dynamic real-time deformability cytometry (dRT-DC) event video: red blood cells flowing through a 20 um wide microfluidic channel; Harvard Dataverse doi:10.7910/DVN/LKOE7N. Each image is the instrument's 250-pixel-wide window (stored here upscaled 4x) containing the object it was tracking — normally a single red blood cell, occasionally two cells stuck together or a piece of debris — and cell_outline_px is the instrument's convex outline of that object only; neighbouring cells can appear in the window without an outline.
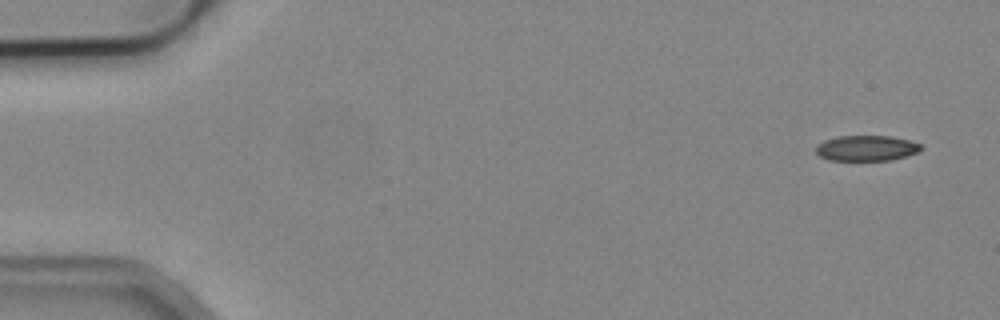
{"species": "common noctule bat (a hibernating species)", "species_latin": "Nyctalus noctula", "temperature_condition": "cold", "stored_images_in_passage": 6, "camera_frame_rate_fps": 3000, "um_per_image_px": 0.085, "animal": {"sex": "male", "body_mass_g": 19.2, "forearm_length_mm": 51.8}, "frame": {"image": 1, "passage_image": 1, "time_ms": 0.0, "image_size_px": [1000, 320], "cell_outline_px": [[924, 148], [920, 152], [908, 156], [892, 160], [828, 160], [820, 156], [816, 152], [816, 144], [824, 140], [836, 136], [892, 136], [908, 140], [920, 144]], "centroid_in_image_um": [73.67, 12.59], "position_along_channel_um": 11.3, "area_um2": 15.84}}
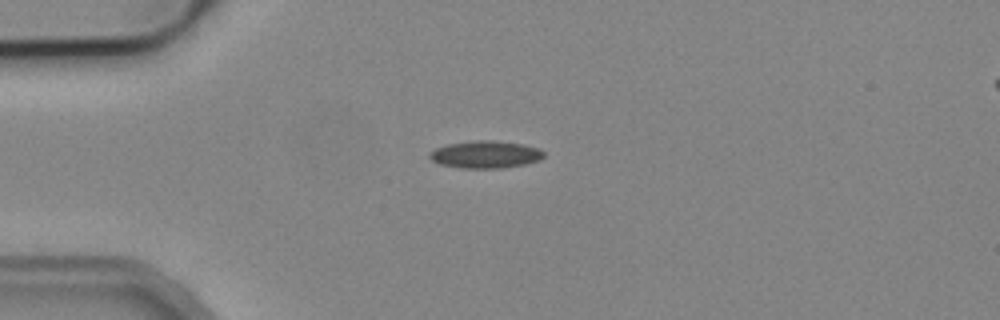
{"frame": {"image": 2, "passage_image": 4, "time_ms": 3.667, "image_size_px": [1000, 320], "cell_outline_px": [[544, 156], [540, 160], [524, 164], [500, 168], [464, 168], [440, 164], [432, 160], [428, 156], [436, 148], [448, 144], [476, 140], [492, 140], [520, 144], [540, 148], [544, 152]], "centroid_in_image_um": [41.29, 13.13], "position_along_channel_um": 43.7, "area_um2": 17.98}}